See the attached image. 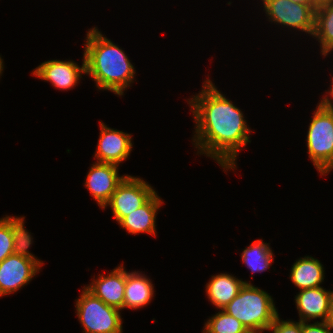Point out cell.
Returning <instances> with one entry per match:
<instances>
[{
    "mask_svg": "<svg viewBox=\"0 0 333 333\" xmlns=\"http://www.w3.org/2000/svg\"><path fill=\"white\" fill-rule=\"evenodd\" d=\"M188 99L195 122L192 137L197 155L215 160L224 172L235 170L239 152L251 142L244 113L209 79Z\"/></svg>",
    "mask_w": 333,
    "mask_h": 333,
    "instance_id": "cell-1",
    "label": "cell"
},
{
    "mask_svg": "<svg viewBox=\"0 0 333 333\" xmlns=\"http://www.w3.org/2000/svg\"><path fill=\"white\" fill-rule=\"evenodd\" d=\"M86 75L96 89L124 95L134 83L135 67L124 50L105 37L97 27L88 29L84 42Z\"/></svg>",
    "mask_w": 333,
    "mask_h": 333,
    "instance_id": "cell-2",
    "label": "cell"
},
{
    "mask_svg": "<svg viewBox=\"0 0 333 333\" xmlns=\"http://www.w3.org/2000/svg\"><path fill=\"white\" fill-rule=\"evenodd\" d=\"M222 310L239 320L246 329H268L279 315L270 293L252 283L244 284Z\"/></svg>",
    "mask_w": 333,
    "mask_h": 333,
    "instance_id": "cell-3",
    "label": "cell"
},
{
    "mask_svg": "<svg viewBox=\"0 0 333 333\" xmlns=\"http://www.w3.org/2000/svg\"><path fill=\"white\" fill-rule=\"evenodd\" d=\"M306 137L312 165L320 176L329 174L333 170V111L321 102L313 112Z\"/></svg>",
    "mask_w": 333,
    "mask_h": 333,
    "instance_id": "cell-4",
    "label": "cell"
},
{
    "mask_svg": "<svg viewBox=\"0 0 333 333\" xmlns=\"http://www.w3.org/2000/svg\"><path fill=\"white\" fill-rule=\"evenodd\" d=\"M76 315L83 333H123L120 310L108 306L85 286L75 299Z\"/></svg>",
    "mask_w": 333,
    "mask_h": 333,
    "instance_id": "cell-5",
    "label": "cell"
},
{
    "mask_svg": "<svg viewBox=\"0 0 333 333\" xmlns=\"http://www.w3.org/2000/svg\"><path fill=\"white\" fill-rule=\"evenodd\" d=\"M266 18L271 23L305 32L312 36L314 31L315 10L318 5H305L290 0H261Z\"/></svg>",
    "mask_w": 333,
    "mask_h": 333,
    "instance_id": "cell-6",
    "label": "cell"
},
{
    "mask_svg": "<svg viewBox=\"0 0 333 333\" xmlns=\"http://www.w3.org/2000/svg\"><path fill=\"white\" fill-rule=\"evenodd\" d=\"M157 191L143 178L127 175L117 186L107 206L119 223L125 216L144 205Z\"/></svg>",
    "mask_w": 333,
    "mask_h": 333,
    "instance_id": "cell-7",
    "label": "cell"
},
{
    "mask_svg": "<svg viewBox=\"0 0 333 333\" xmlns=\"http://www.w3.org/2000/svg\"><path fill=\"white\" fill-rule=\"evenodd\" d=\"M41 266L30 258L11 254L0 263V297L16 293L32 281Z\"/></svg>",
    "mask_w": 333,
    "mask_h": 333,
    "instance_id": "cell-8",
    "label": "cell"
},
{
    "mask_svg": "<svg viewBox=\"0 0 333 333\" xmlns=\"http://www.w3.org/2000/svg\"><path fill=\"white\" fill-rule=\"evenodd\" d=\"M82 65L73 60H47L38 65L32 75L50 82L55 89L71 90L80 83L82 75H86V63L83 53Z\"/></svg>",
    "mask_w": 333,
    "mask_h": 333,
    "instance_id": "cell-9",
    "label": "cell"
},
{
    "mask_svg": "<svg viewBox=\"0 0 333 333\" xmlns=\"http://www.w3.org/2000/svg\"><path fill=\"white\" fill-rule=\"evenodd\" d=\"M127 175L119 174L118 165L95 161L87 172L84 186L103 209Z\"/></svg>",
    "mask_w": 333,
    "mask_h": 333,
    "instance_id": "cell-10",
    "label": "cell"
},
{
    "mask_svg": "<svg viewBox=\"0 0 333 333\" xmlns=\"http://www.w3.org/2000/svg\"><path fill=\"white\" fill-rule=\"evenodd\" d=\"M100 135L94 153L96 162L120 166L127 160L133 149L132 135L121 130L112 129L100 121Z\"/></svg>",
    "mask_w": 333,
    "mask_h": 333,
    "instance_id": "cell-11",
    "label": "cell"
},
{
    "mask_svg": "<svg viewBox=\"0 0 333 333\" xmlns=\"http://www.w3.org/2000/svg\"><path fill=\"white\" fill-rule=\"evenodd\" d=\"M97 277H93L91 283L85 287L108 306L122 311L126 285L124 265L120 264L107 275L99 274Z\"/></svg>",
    "mask_w": 333,
    "mask_h": 333,
    "instance_id": "cell-12",
    "label": "cell"
},
{
    "mask_svg": "<svg viewBox=\"0 0 333 333\" xmlns=\"http://www.w3.org/2000/svg\"><path fill=\"white\" fill-rule=\"evenodd\" d=\"M333 291L324 287L299 290L295 296V305L299 314V321L311 322L319 319L326 322L329 316Z\"/></svg>",
    "mask_w": 333,
    "mask_h": 333,
    "instance_id": "cell-13",
    "label": "cell"
},
{
    "mask_svg": "<svg viewBox=\"0 0 333 333\" xmlns=\"http://www.w3.org/2000/svg\"><path fill=\"white\" fill-rule=\"evenodd\" d=\"M164 201L156 192L144 205L125 216L118 224L129 234L156 235V216Z\"/></svg>",
    "mask_w": 333,
    "mask_h": 333,
    "instance_id": "cell-14",
    "label": "cell"
},
{
    "mask_svg": "<svg viewBox=\"0 0 333 333\" xmlns=\"http://www.w3.org/2000/svg\"><path fill=\"white\" fill-rule=\"evenodd\" d=\"M244 284H250V281H243L228 273L211 275L205 286L206 296L214 308L222 310L238 295Z\"/></svg>",
    "mask_w": 333,
    "mask_h": 333,
    "instance_id": "cell-15",
    "label": "cell"
},
{
    "mask_svg": "<svg viewBox=\"0 0 333 333\" xmlns=\"http://www.w3.org/2000/svg\"><path fill=\"white\" fill-rule=\"evenodd\" d=\"M152 280L140 271H126L123 309L138 310L151 303L154 297Z\"/></svg>",
    "mask_w": 333,
    "mask_h": 333,
    "instance_id": "cell-16",
    "label": "cell"
},
{
    "mask_svg": "<svg viewBox=\"0 0 333 333\" xmlns=\"http://www.w3.org/2000/svg\"><path fill=\"white\" fill-rule=\"evenodd\" d=\"M293 263L289 279L299 290L321 287L325 279L323 264L312 256L301 257Z\"/></svg>",
    "mask_w": 333,
    "mask_h": 333,
    "instance_id": "cell-17",
    "label": "cell"
},
{
    "mask_svg": "<svg viewBox=\"0 0 333 333\" xmlns=\"http://www.w3.org/2000/svg\"><path fill=\"white\" fill-rule=\"evenodd\" d=\"M313 37L320 44L323 57L333 51V1L319 4L316 8Z\"/></svg>",
    "mask_w": 333,
    "mask_h": 333,
    "instance_id": "cell-18",
    "label": "cell"
},
{
    "mask_svg": "<svg viewBox=\"0 0 333 333\" xmlns=\"http://www.w3.org/2000/svg\"><path fill=\"white\" fill-rule=\"evenodd\" d=\"M274 253L269 243L262 239L255 240L241 254V261L246 265L250 272H264L274 263Z\"/></svg>",
    "mask_w": 333,
    "mask_h": 333,
    "instance_id": "cell-19",
    "label": "cell"
},
{
    "mask_svg": "<svg viewBox=\"0 0 333 333\" xmlns=\"http://www.w3.org/2000/svg\"><path fill=\"white\" fill-rule=\"evenodd\" d=\"M24 219L25 216H11V229L13 232L14 243L13 254L35 260L42 267L44 264L43 261L38 259L29 251L34 241L33 237L31 236V232L29 233L25 228Z\"/></svg>",
    "mask_w": 333,
    "mask_h": 333,
    "instance_id": "cell-20",
    "label": "cell"
},
{
    "mask_svg": "<svg viewBox=\"0 0 333 333\" xmlns=\"http://www.w3.org/2000/svg\"><path fill=\"white\" fill-rule=\"evenodd\" d=\"M245 330L246 327L239 320L219 310L207 319L202 333H243Z\"/></svg>",
    "mask_w": 333,
    "mask_h": 333,
    "instance_id": "cell-21",
    "label": "cell"
},
{
    "mask_svg": "<svg viewBox=\"0 0 333 333\" xmlns=\"http://www.w3.org/2000/svg\"><path fill=\"white\" fill-rule=\"evenodd\" d=\"M13 232L11 229V216L0 218V263L13 254Z\"/></svg>",
    "mask_w": 333,
    "mask_h": 333,
    "instance_id": "cell-22",
    "label": "cell"
},
{
    "mask_svg": "<svg viewBox=\"0 0 333 333\" xmlns=\"http://www.w3.org/2000/svg\"><path fill=\"white\" fill-rule=\"evenodd\" d=\"M271 333H302V321L281 320L278 315L267 329Z\"/></svg>",
    "mask_w": 333,
    "mask_h": 333,
    "instance_id": "cell-23",
    "label": "cell"
},
{
    "mask_svg": "<svg viewBox=\"0 0 333 333\" xmlns=\"http://www.w3.org/2000/svg\"><path fill=\"white\" fill-rule=\"evenodd\" d=\"M302 333H333L327 322H302Z\"/></svg>",
    "mask_w": 333,
    "mask_h": 333,
    "instance_id": "cell-24",
    "label": "cell"
},
{
    "mask_svg": "<svg viewBox=\"0 0 333 333\" xmlns=\"http://www.w3.org/2000/svg\"><path fill=\"white\" fill-rule=\"evenodd\" d=\"M330 84L329 90H326L325 96H323L320 100V102L327 107L329 110L333 111V76Z\"/></svg>",
    "mask_w": 333,
    "mask_h": 333,
    "instance_id": "cell-25",
    "label": "cell"
},
{
    "mask_svg": "<svg viewBox=\"0 0 333 333\" xmlns=\"http://www.w3.org/2000/svg\"><path fill=\"white\" fill-rule=\"evenodd\" d=\"M326 322L328 323L330 328L333 329V296H332V299H331L329 316H328V319H327Z\"/></svg>",
    "mask_w": 333,
    "mask_h": 333,
    "instance_id": "cell-26",
    "label": "cell"
},
{
    "mask_svg": "<svg viewBox=\"0 0 333 333\" xmlns=\"http://www.w3.org/2000/svg\"><path fill=\"white\" fill-rule=\"evenodd\" d=\"M294 3H302L305 5H318L314 0H290Z\"/></svg>",
    "mask_w": 333,
    "mask_h": 333,
    "instance_id": "cell-27",
    "label": "cell"
},
{
    "mask_svg": "<svg viewBox=\"0 0 333 333\" xmlns=\"http://www.w3.org/2000/svg\"><path fill=\"white\" fill-rule=\"evenodd\" d=\"M267 329H246L243 333H263Z\"/></svg>",
    "mask_w": 333,
    "mask_h": 333,
    "instance_id": "cell-28",
    "label": "cell"
},
{
    "mask_svg": "<svg viewBox=\"0 0 333 333\" xmlns=\"http://www.w3.org/2000/svg\"><path fill=\"white\" fill-rule=\"evenodd\" d=\"M4 60L2 59L1 55H0V77L2 76V73L4 71Z\"/></svg>",
    "mask_w": 333,
    "mask_h": 333,
    "instance_id": "cell-29",
    "label": "cell"
},
{
    "mask_svg": "<svg viewBox=\"0 0 333 333\" xmlns=\"http://www.w3.org/2000/svg\"><path fill=\"white\" fill-rule=\"evenodd\" d=\"M318 5L326 2H331L333 0H314Z\"/></svg>",
    "mask_w": 333,
    "mask_h": 333,
    "instance_id": "cell-30",
    "label": "cell"
}]
</instances>
